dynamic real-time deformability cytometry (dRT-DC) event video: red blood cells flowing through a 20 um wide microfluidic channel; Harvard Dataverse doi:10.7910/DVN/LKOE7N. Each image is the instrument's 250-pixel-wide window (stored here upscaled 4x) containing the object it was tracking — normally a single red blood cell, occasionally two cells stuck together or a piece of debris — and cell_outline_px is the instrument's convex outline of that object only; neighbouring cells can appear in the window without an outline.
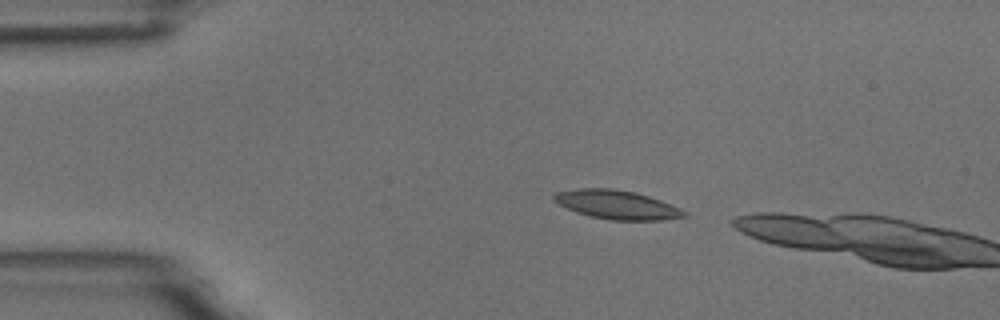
{"species": "common noctule bat (a hibernating species)", "species_latin": "Nyctalus noctula", "temperature_condition": "room temperature", "stored_images_in_passage": 2, "camera_frame_rate_fps": 3000, "um_per_image_px": 0.085, "animal": {"sex": "male", "body_mass_g": 18.8}, "frame": {"image": 1, "passage_image": 1, "time_ms": 0.0, "image_size_px": [1000, 320], "cell_outline_px": [[688, 216], [664, 220], [608, 220], [576, 212], [552, 200], [552, 196], [556, 192], [576, 188], [612, 188], [636, 192], [660, 200], [680, 208], [688, 212]], "centroid_in_image_um": [52.45, 17.39], "position_along_channel_um": 32.6, "area_um2": 21.96}}